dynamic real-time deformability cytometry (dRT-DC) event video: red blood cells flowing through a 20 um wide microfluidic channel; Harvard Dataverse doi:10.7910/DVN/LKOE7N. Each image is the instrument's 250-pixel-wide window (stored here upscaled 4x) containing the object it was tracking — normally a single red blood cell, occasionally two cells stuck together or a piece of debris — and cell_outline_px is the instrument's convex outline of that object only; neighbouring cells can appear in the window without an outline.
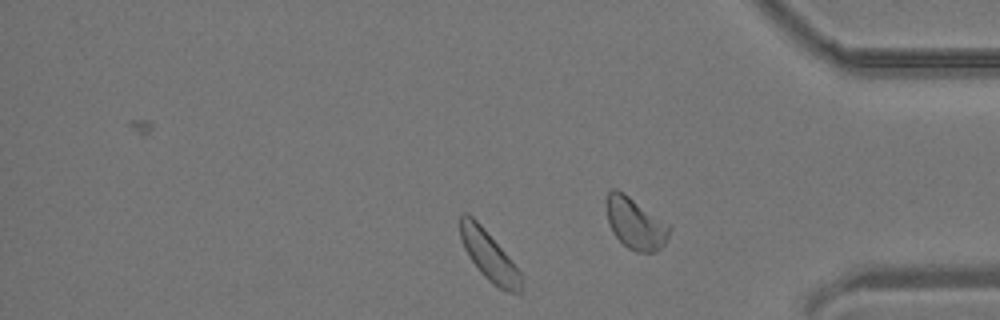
{"species": "common noctule bat (a hibernating species)", "species_latin": "Nyctalus noctula", "temperature_condition": "room temperature", "stored_images_in_passage": 27, "camera_frame_rate_fps": 3000, "um_per_image_px": 0.085, "animal": {"sex": "male", "body_mass_g": 19.2, "forearm_length_mm": 51.8}, "frame": {"image": 1, "passage_image": 20, "time_ms": 6.333, "image_size_px": [1000, 320], "cell_outline_px": [[524, 292], [508, 292], [492, 284], [480, 272], [468, 256], [464, 248], [460, 236], [460, 212], [468, 212], [480, 224], [504, 252], [520, 272], [524, 284]], "centroid_in_image_um": [41.56, 21.75], "position_along_channel_um": 393.6, "area_um2": 17.57}}
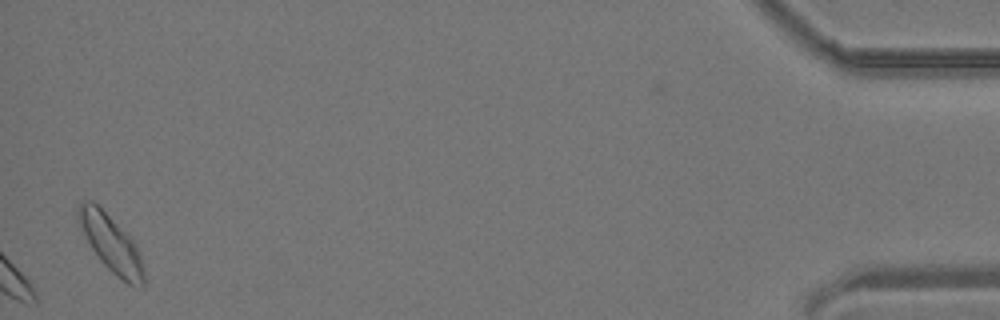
{"frame": {"image": 2, "passage_image": 27, "time_ms": 8.667, "image_size_px": [1000, 320], "cell_outline_px": [[144, 288], [128, 284], [116, 276], [100, 260], [92, 248], [76, 216], [76, 208], [80, 200], [92, 200], [136, 244], [140, 256], [144, 272]], "centroid_in_image_um": [9.43, 20.71], "position_along_channel_um": 425.8, "area_um2": 21.15}}